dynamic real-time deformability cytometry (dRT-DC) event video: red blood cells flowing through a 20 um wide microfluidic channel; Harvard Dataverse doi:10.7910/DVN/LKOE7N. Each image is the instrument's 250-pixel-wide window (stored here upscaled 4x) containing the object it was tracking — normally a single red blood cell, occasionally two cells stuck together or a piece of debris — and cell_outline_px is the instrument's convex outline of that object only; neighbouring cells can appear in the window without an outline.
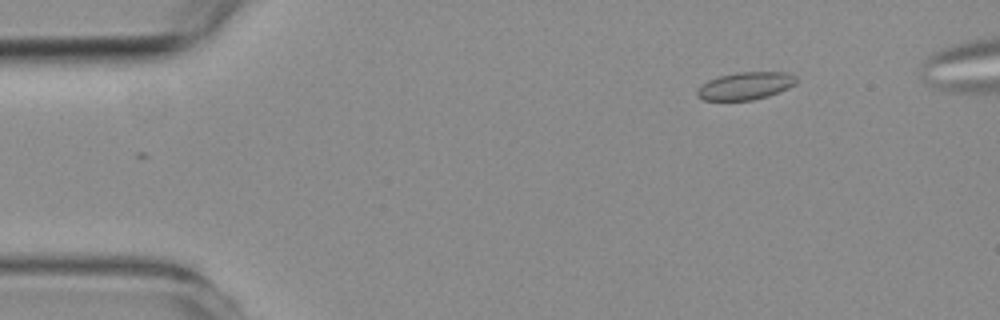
{"species": "common noctule bat (a hibernating species)", "species_latin": "Nyctalus noctula", "temperature_condition": "room temperature", "stored_images_in_passage": 4, "camera_frame_rate_fps": 3000, "um_per_image_px": 0.085, "animal": {"sex": "female", "body_mass_g": 19.3, "forearm_length_mm": 54.1}, "frame": {"image": 1, "passage_image": 2, "time_ms": 1.0, "image_size_px": [1000, 320], "cell_outline_px": [[796, 84], [788, 88], [768, 96], [752, 100], [704, 100], [696, 96], [696, 92], [700, 84], [708, 80], [720, 76], [736, 72], [788, 72], [796, 76]], "centroid_in_image_um": [63.35, 7.29], "position_along_channel_um": 21.7, "area_um2": 16.01}}